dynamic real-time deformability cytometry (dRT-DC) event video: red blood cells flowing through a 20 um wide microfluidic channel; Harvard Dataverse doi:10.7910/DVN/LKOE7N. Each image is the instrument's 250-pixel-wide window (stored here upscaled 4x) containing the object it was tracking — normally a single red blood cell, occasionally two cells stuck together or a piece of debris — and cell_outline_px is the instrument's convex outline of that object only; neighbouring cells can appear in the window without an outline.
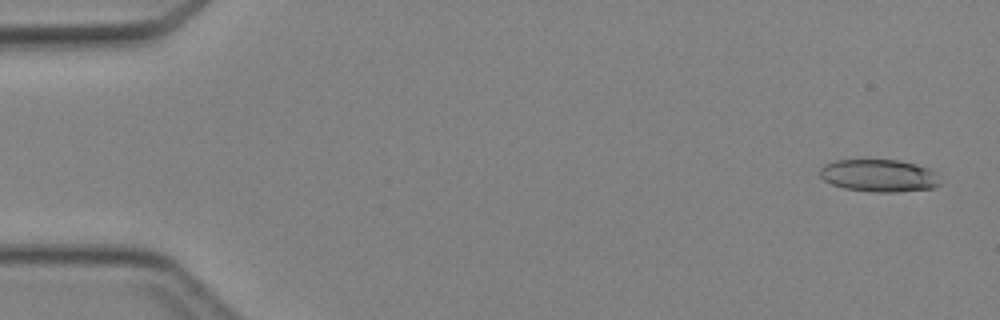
{"species": "Egyptian fruit bat (a non-hibernating species)", "species_latin": "Rousettus aegyptiacus", "temperature_condition": "cold", "stored_images_in_passage": 46, "camera_frame_rate_fps": 3000, "um_per_image_px": 0.085, "animal": {"sex": "female"}, "frame": {"image": 1, "passage_image": 2, "time_ms": 0.333, "image_size_px": [1000, 320], "cell_outline_px": [[940, 184], [932, 188], [896, 192], [872, 192], [844, 188], [832, 184], [824, 180], [820, 176], [820, 168], [824, 164], [832, 160], [900, 160], [916, 164], [928, 168], [936, 172]], "centroid_in_image_um": [74.7, 14.92], "position_along_channel_um": 10.3, "area_um2": 22.83}}
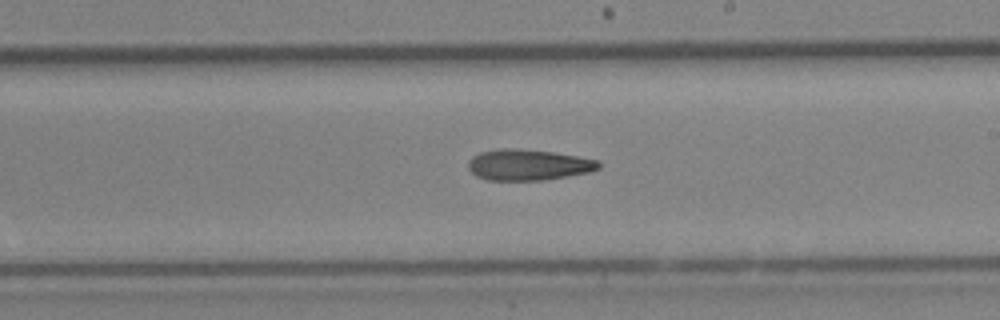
{"frame": {"image": 2, "passage_image": 27, "time_ms": 8.667, "image_size_px": [1000, 320], "cell_outline_px": [[600, 168], [588, 172], [568, 176], [544, 180], [488, 180], [476, 176], [468, 168], [468, 160], [472, 156], [480, 152], [504, 148], [508, 148], [552, 152], [600, 160]], "centroid_in_image_um": [44.89, 14.02], "position_along_channel_um": 244.1, "area_um2": 23.41}}
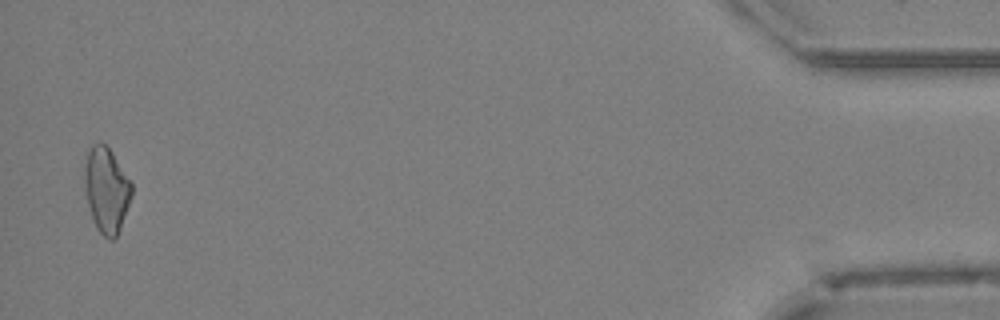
{"frame": {"image": 3, "passage_image": 45, "time_ms": 14.667, "image_size_px": [1000, 320], "cell_outline_px": [[132, 196], [120, 228], [116, 236], [112, 240], [108, 240], [96, 228], [84, 192], [84, 168], [88, 152], [92, 144], [104, 144], [112, 152], [132, 184]], "centroid_in_image_um": [9.04, 16.16], "position_along_channel_um": 426.2, "area_um2": 23.18}}